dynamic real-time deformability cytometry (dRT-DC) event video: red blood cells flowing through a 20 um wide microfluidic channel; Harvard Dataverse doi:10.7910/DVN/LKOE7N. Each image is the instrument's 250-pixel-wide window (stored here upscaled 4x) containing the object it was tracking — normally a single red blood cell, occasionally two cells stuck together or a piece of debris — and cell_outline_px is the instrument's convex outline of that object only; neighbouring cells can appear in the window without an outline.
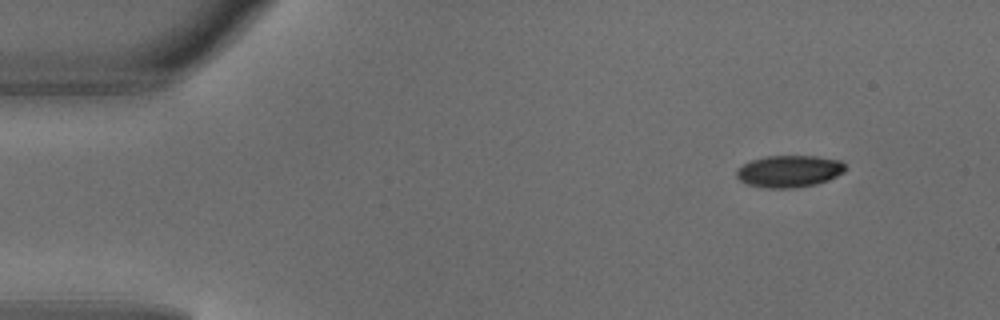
{"species": "common noctule bat (a hibernating species)", "species_latin": "Nyctalus noctula", "temperature_condition": "warm", "stored_images_in_passage": 4, "segment_of_instrument_passage": [2, 2], "camera_frame_rate_fps": 3000, "um_per_image_px": 0.085, "animal": {"sex": "male", "body_mass_g": 18.8}, "frame": {"image": 1, "passage_image": 4, "time_ms": 1.0, "image_size_px": [1000, 320], "cell_outline_px": [[848, 168], [844, 172], [828, 180], [816, 184], [796, 188], [764, 188], [744, 184], [736, 176], [736, 172], [744, 164], [752, 160], [768, 156], [816, 156], [840, 160]], "centroid_in_image_um": [67.1, 14.57], "position_along_channel_um": 17.9, "area_um2": 20.35}}